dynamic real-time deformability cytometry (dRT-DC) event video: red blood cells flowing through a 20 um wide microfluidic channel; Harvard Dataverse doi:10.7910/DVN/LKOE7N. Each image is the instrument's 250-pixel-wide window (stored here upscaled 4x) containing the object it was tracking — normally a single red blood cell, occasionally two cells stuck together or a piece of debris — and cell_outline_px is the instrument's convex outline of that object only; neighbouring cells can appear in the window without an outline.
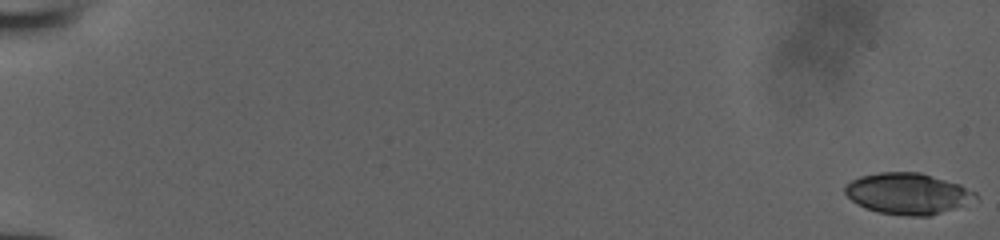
{"species": "human", "species_latin": "Homo sapiens", "temperature_condition": "room temperature", "stored_images_in_passage": 28, "camera_frame_rate_fps": 3000, "um_per_image_px": 0.085, "donor": {"sex": "male"}, "frame": {"image": 1, "passage_image": 1, "time_ms": 0.0, "image_size_px": [1000, 240], "cell_outline_px": [[976, 196], [952, 208], [928, 216], [908, 216], [880, 212], [864, 208], [852, 200], [844, 192], [844, 188], [852, 180], [860, 176], [880, 172], [920, 172], [960, 184], [976, 192]], "centroid_in_image_um": [77.09, 16.43], "position_along_channel_um": 7.9, "area_um2": 30.63}}
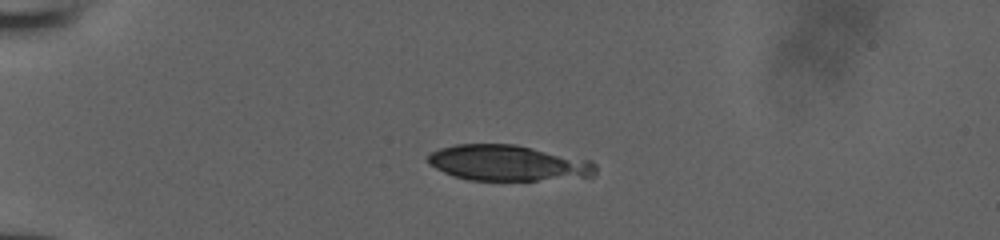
{"frame": {"image": 2, "passage_image": 16, "time_ms": 5.0, "image_size_px": [1000, 240], "cell_outline_px": [[596, 176], [536, 180], [468, 180], [452, 176], [428, 164], [428, 156], [432, 152], [440, 148], [456, 144], [516, 144], [592, 160], [596, 164]], "centroid_in_image_um": [43.2, 13.85], "position_along_channel_um": 41.8, "area_um2": 35.08}}
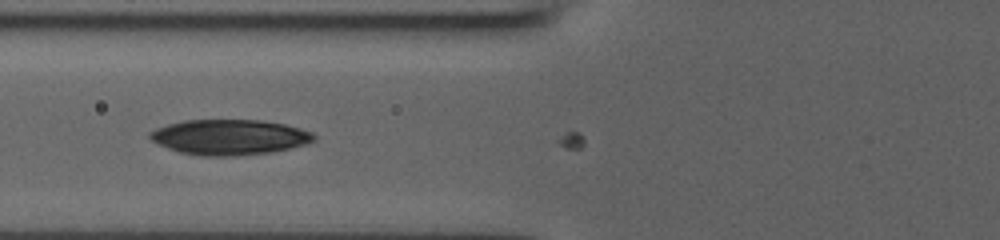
{"frame": {"image": 3, "passage_image": 24, "time_ms": 7.667, "image_size_px": [1000, 240], "cell_outline_px": [[316, 140], [308, 144], [272, 152], [236, 156], [200, 156], [180, 152], [168, 148], [152, 140], [148, 136], [148, 132], [156, 128], [168, 124], [184, 120], [264, 120], [284, 124], [300, 128], [312, 132], [316, 136]], "centroid_in_image_um": [19.53, 11.66], "position_along_channel_um": 106.3, "area_um2": 33.99}}